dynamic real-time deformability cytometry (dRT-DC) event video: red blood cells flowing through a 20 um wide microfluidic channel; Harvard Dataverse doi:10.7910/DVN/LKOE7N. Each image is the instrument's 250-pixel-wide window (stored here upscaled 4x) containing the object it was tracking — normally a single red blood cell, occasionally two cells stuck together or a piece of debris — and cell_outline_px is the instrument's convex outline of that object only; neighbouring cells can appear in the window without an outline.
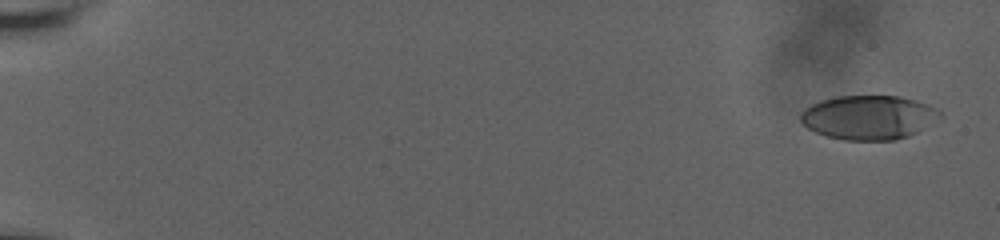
{"species": "human", "species_latin": "Homo sapiens", "temperature_condition": "room temperature", "stored_images_in_passage": 12, "camera_frame_rate_fps": 3000, "um_per_image_px": 0.085, "donor": {"sex": "male"}, "frame": {"image": 1, "passage_image": 1, "time_ms": 0.0, "image_size_px": [1000, 240], "cell_outline_px": [[944, 116], [940, 120], [908, 136], [896, 140], [844, 140], [828, 136], [816, 132], [808, 128], [800, 120], [800, 112], [804, 108], [820, 100], [836, 96], [900, 96], [916, 100], [928, 104], [936, 108]], "centroid_in_image_um": [73.87, 9.97], "position_along_channel_um": 11.1, "area_um2": 36.13}}
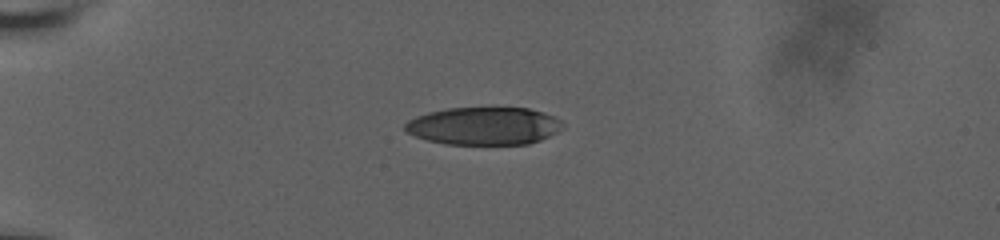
{"frame": {"image": 2, "passage_image": 10, "time_ms": 5.0, "image_size_px": [1000, 240], "cell_outline_px": [[564, 128], [540, 140], [528, 144], [444, 144], [428, 140], [404, 132], [404, 124], [408, 120], [416, 116], [428, 112], [448, 108], [528, 108], [544, 112], [556, 116], [564, 124]], "centroid_in_image_um": [41.13, 10.7], "position_along_channel_um": 43.9, "area_um2": 34.85}}
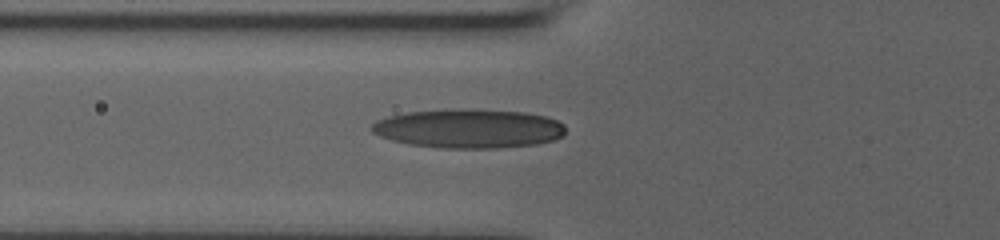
{"frame": {"image": 3, "passage_image": 12, "time_ms": 7.333, "image_size_px": [1000, 240], "cell_outline_px": [[564, 136], [552, 140], [536, 144], [500, 148], [444, 148], [408, 144], [392, 140], [380, 136], [372, 132], [368, 128], [376, 120], [388, 116], [408, 112], [456, 108], [460, 108], [524, 112], [544, 116], [556, 120], [564, 124]], "centroid_in_image_um": [39.81, 10.92], "position_along_channel_um": 86.0, "area_um2": 44.33}}